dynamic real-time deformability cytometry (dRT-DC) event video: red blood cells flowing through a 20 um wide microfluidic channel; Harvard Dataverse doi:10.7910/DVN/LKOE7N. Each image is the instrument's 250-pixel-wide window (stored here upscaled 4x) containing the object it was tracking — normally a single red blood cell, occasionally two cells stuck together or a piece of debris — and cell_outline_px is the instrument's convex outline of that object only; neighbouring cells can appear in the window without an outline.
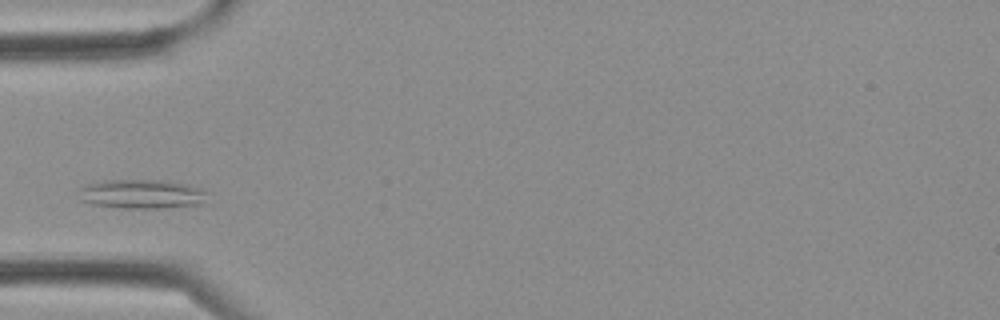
{"species": "Egyptian fruit bat (a non-hibernating species)", "species_latin": "Rousettus aegyptiacus", "temperature_condition": "cold", "stored_images_in_passage": 2, "camera_frame_rate_fps": 3000, "um_per_image_px": 0.085, "frame": {"image": 1, "passage_image": 2, "time_ms": 0.333, "image_size_px": [1000, 320], "cell_outline_px": [[212, 204], [164, 208], [124, 208], [92, 204], [80, 200], [80, 188], [88, 184], [104, 180], [164, 180], [188, 184], [204, 188], [208, 192]], "centroid_in_image_um": [12.23, 16.5], "position_along_channel_um": 72.8, "area_um2": 22.6}}